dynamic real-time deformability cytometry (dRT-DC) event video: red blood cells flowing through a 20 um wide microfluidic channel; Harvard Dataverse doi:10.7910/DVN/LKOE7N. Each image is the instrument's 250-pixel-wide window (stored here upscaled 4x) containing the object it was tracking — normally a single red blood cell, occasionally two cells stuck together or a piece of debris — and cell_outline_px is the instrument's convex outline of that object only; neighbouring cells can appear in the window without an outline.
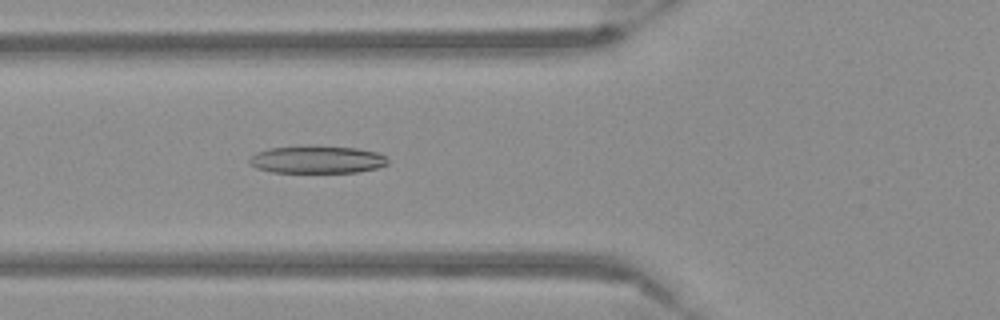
{"species": "Egyptian fruit bat (a non-hibernating species)", "species_latin": "Rousettus aegyptiacus", "temperature_condition": "warm", "stored_images_in_passage": 43, "camera_frame_rate_fps": 3000, "um_per_image_px": 0.085, "frame": {"image": 1, "passage_image": 10, "time_ms": 3.0, "image_size_px": [1000, 320], "cell_outline_px": [[388, 164], [376, 168], [356, 172], [272, 172], [256, 168], [248, 164], [248, 160], [256, 152], [268, 148], [312, 144], [356, 148], [376, 152], [384, 156], [388, 160]], "centroid_in_image_um": [26.9, 13.54], "position_along_channel_um": 98.9, "area_um2": 22.6}}
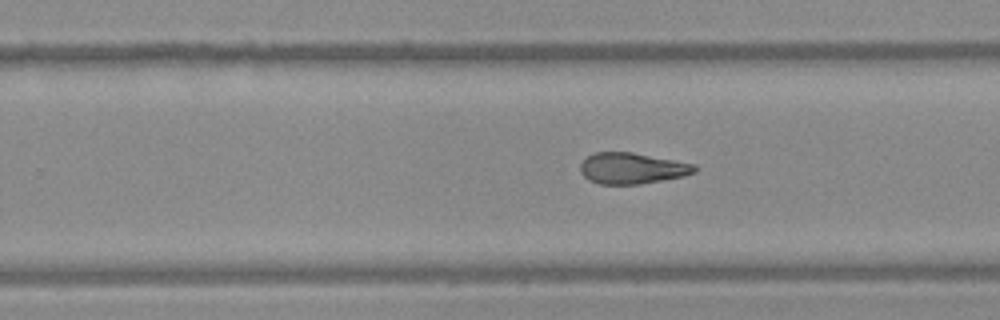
{"frame": {"image": 2, "passage_image": 24, "time_ms": 7.667, "image_size_px": [1000, 320], "cell_outline_px": [[700, 168], [696, 172], [684, 176], [640, 184], [600, 184], [588, 180], [580, 172], [580, 164], [592, 152], [632, 152], [696, 164]], "centroid_in_image_um": [53.75, 14.3], "position_along_channel_um": 276.1, "area_um2": 20.87}}
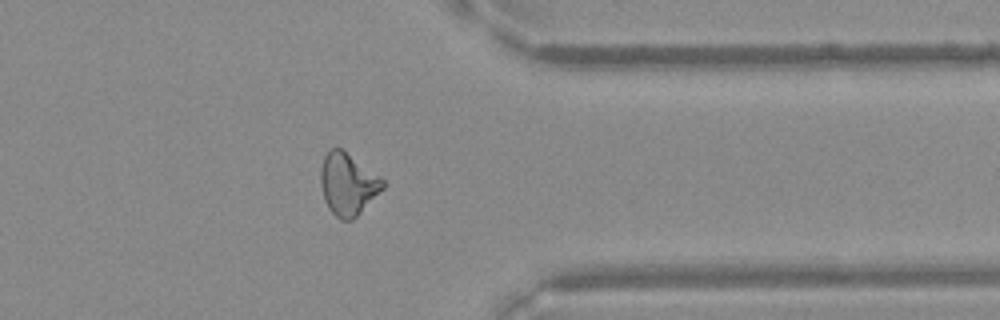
{"frame": {"image": 3, "passage_image": 33, "time_ms": 10.667, "image_size_px": [1000, 320], "cell_outline_px": [[384, 188], [352, 220], [340, 220], [328, 208], [324, 200], [320, 184], [320, 168], [324, 156], [332, 148], [340, 148], [380, 176], [384, 180]], "centroid_in_image_um": [29.54, 15.66], "position_along_channel_um": 381.9, "area_um2": 22.25}}